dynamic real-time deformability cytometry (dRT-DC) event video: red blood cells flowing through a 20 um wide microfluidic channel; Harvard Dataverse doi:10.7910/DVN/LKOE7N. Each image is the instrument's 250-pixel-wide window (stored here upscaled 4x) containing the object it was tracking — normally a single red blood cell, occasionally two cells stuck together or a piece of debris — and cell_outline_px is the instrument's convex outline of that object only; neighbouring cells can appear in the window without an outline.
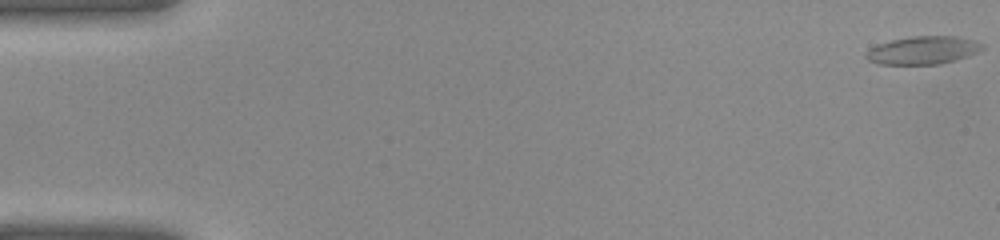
{"species": "common noctule bat (a hibernating species)", "species_latin": "Nyctalus noctula", "temperature_condition": "warm", "stored_images_in_passage": 41, "camera_frame_rate_fps": 3000, "um_per_image_px": 0.085, "animal": {"sex": "female", "body_mass_g": 22.0, "forearm_length_mm": 56.7}, "frame": {"image": 1, "passage_image": 1, "time_ms": 0.0, "image_size_px": [1000, 240], "cell_outline_px": [[984, 48], [968, 56], [956, 60], [940, 64], [880, 64], [868, 60], [864, 56], [864, 52], [868, 48], [876, 44], [892, 40], [912, 36], [956, 36], [972, 40], [984, 44]], "centroid_in_image_um": [78.41, 4.27], "position_along_channel_um": 6.6, "area_um2": 19.07}}
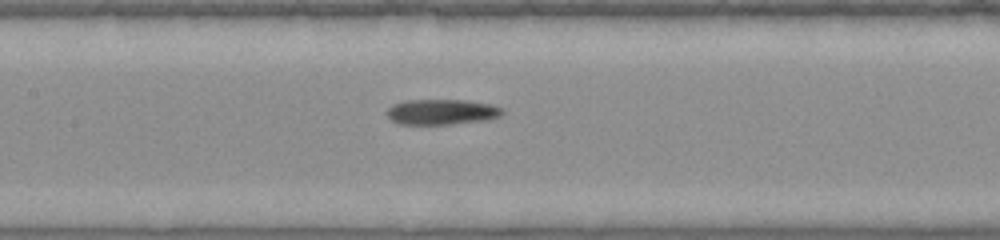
{"frame": {"image": 2, "passage_image": 20, "time_ms": 6.333, "image_size_px": [1000, 240], "cell_outline_px": [[504, 112], [500, 116], [484, 120], [448, 124], [400, 124], [392, 120], [388, 116], [388, 108], [392, 104], [408, 100], [464, 100], [492, 104], [504, 108]], "centroid_in_image_um": [37.57, 9.5], "position_along_channel_um": 169.8, "area_um2": 16.99}}
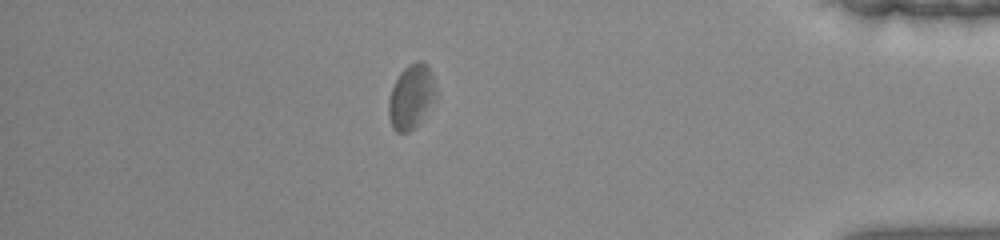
{"frame": {"image": 3, "passage_image": 36, "time_ms": 11.667, "image_size_px": [1000, 240], "cell_outline_px": [[436, 100], [416, 124], [408, 132], [396, 132], [392, 128], [388, 116], [388, 100], [392, 88], [400, 72], [408, 64], [416, 60], [420, 60], [428, 68], [432, 76], [436, 92]], "centroid_in_image_um": [34.93, 8.21], "position_along_channel_um": 400.3, "area_um2": 17.51}}